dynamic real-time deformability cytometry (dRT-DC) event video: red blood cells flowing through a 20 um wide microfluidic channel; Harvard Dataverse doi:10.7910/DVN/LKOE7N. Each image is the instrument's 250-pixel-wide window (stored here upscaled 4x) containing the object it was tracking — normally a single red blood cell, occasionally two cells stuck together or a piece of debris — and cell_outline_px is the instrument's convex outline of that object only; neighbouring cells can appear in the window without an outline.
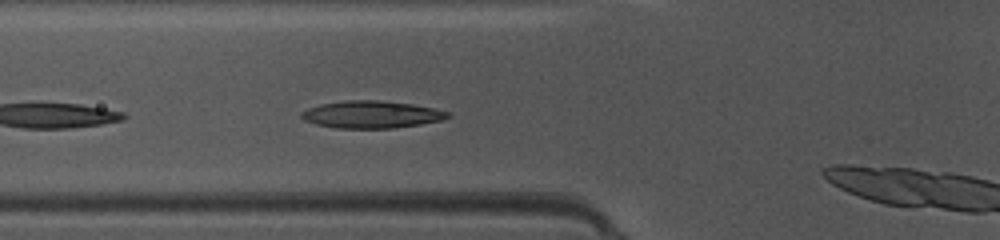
{"species": "common noctule bat (a hibernating species)", "species_latin": "Nyctalus noctula", "temperature_condition": "warm", "stored_images_in_passage": 24, "camera_frame_rate_fps": 3000, "um_per_image_px": 0.085, "animal": {"sex": "female", "body_mass_g": 10.0, "forearm_length_mm": 53.1}, "frame": {"image": 1, "passage_image": 4, "time_ms": 1.0, "image_size_px": [1000, 240], "cell_outline_px": [[452, 116], [440, 120], [420, 124], [392, 128], [336, 128], [316, 124], [304, 120], [300, 116], [300, 112], [308, 108], [320, 104], [348, 100], [376, 100], [412, 104], [432, 108], [448, 112]], "centroid_in_image_um": [31.53, 9.73], "position_along_channel_um": 94.3, "area_um2": 23.06}, "authors_computed_cell_mechanics": {"area_um2": 22.1085, "velocity_mm_per_s": 4.1534, "shape_relaxation_time_tau1_ms": 2.5173, "shape_relaxation_time_tau2_ms": 2.3052, "deformation_change_tau1": 0.1094, "deformation_change_tau2": 0.0833}}